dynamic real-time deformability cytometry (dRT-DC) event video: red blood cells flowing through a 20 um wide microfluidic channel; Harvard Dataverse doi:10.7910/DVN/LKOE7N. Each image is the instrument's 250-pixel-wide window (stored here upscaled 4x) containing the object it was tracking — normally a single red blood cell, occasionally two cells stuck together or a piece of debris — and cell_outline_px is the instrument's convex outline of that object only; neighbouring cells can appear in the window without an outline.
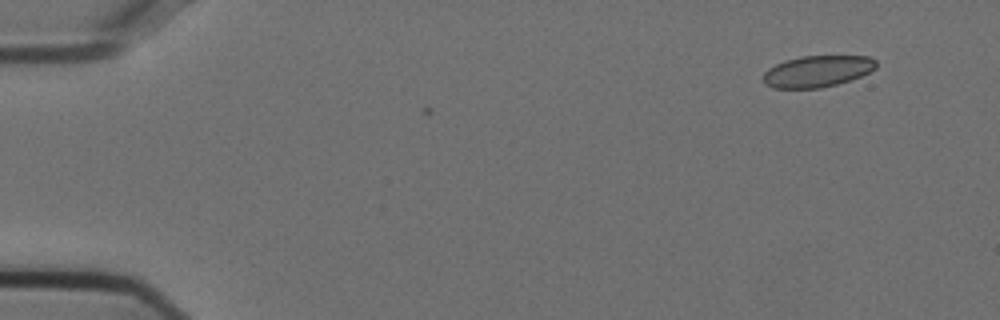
{"species": "Egyptian fruit bat (a non-hibernating species)", "species_latin": "Rousettus aegyptiacus", "temperature_condition": "cold", "stored_images_in_passage": 8, "camera_frame_rate_fps": 3000, "um_per_image_px": 0.085, "animal": {"sex": "female"}, "frame": {"image": 1, "passage_image": 8, "time_ms": 2.333, "image_size_px": [1000, 320], "cell_outline_px": [[876, 68], [860, 76], [836, 84], [820, 88], [772, 88], [764, 84], [764, 72], [768, 68], [784, 60], [800, 56], [868, 56], [876, 60]], "centroid_in_image_um": [69.44, 6.05], "position_along_channel_um": 15.6, "area_um2": 20.63}}